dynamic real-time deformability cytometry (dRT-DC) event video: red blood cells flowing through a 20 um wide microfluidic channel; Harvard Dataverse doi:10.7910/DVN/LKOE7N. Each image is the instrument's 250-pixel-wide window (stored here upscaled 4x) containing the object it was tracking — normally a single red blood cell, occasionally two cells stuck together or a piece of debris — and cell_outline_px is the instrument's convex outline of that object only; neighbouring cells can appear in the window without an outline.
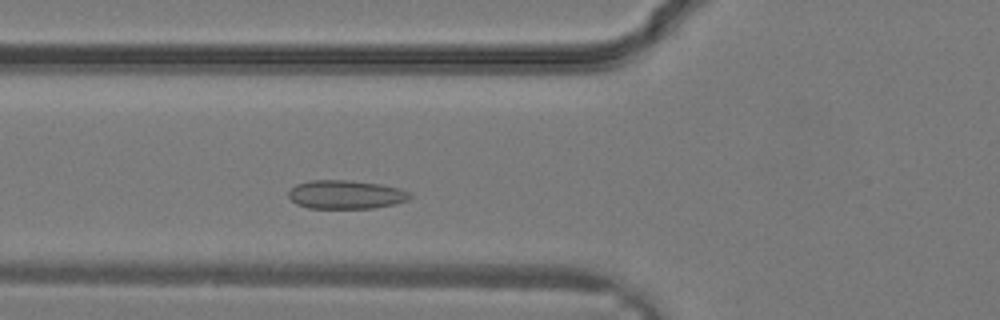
{"species": "common noctule bat (a hibernating species)", "species_latin": "Nyctalus noctula", "temperature_condition": "warm", "stored_images_in_passage": 26, "camera_frame_rate_fps": 3000, "um_per_image_px": 0.085, "animal": {"sex": "male", "body_mass_g": 19.2, "forearm_length_mm": 51.8}, "frame": {"image": 1, "passage_image": 5, "time_ms": 1.333, "image_size_px": [1000, 320], "cell_outline_px": [[412, 196], [408, 200], [392, 204], [372, 208], [308, 208], [296, 204], [288, 196], [288, 192], [296, 184], [308, 180], [348, 180], [380, 184], [400, 188], [408, 192]], "centroid_in_image_um": [29.37, 16.53], "position_along_channel_um": 96.4, "area_um2": 20.23}}
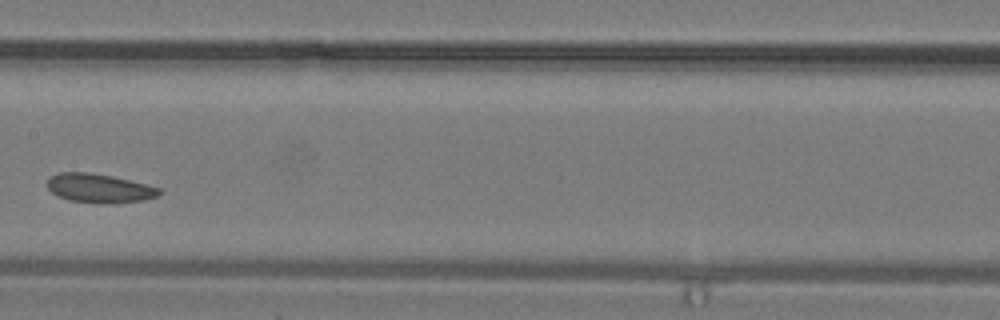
{"frame": {"image": 2, "passage_image": 10, "time_ms": 3.0, "image_size_px": [1000, 320], "cell_outline_px": [[160, 192], [156, 196], [144, 200], [108, 204], [68, 200], [52, 192], [48, 188], [48, 180], [52, 176], [60, 172], [88, 172], [112, 176], [160, 188]], "centroid_in_image_um": [8.43, 16.0], "position_along_channel_um": 199.0, "area_um2": 18.55}}
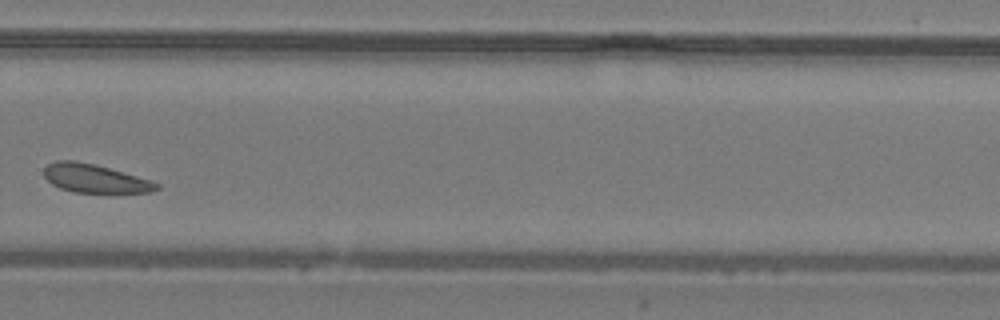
{"frame": {"image": 3, "passage_image": 16, "time_ms": 5.0, "image_size_px": [1000, 320], "cell_outline_px": [[160, 188], [148, 192], [72, 192], [60, 188], [52, 184], [44, 176], [44, 168], [48, 164], [56, 160], [76, 160], [96, 164], [152, 180], [160, 184]], "centroid_in_image_um": [8.06, 15.15], "position_along_channel_um": 321.7, "area_um2": 18.73}}